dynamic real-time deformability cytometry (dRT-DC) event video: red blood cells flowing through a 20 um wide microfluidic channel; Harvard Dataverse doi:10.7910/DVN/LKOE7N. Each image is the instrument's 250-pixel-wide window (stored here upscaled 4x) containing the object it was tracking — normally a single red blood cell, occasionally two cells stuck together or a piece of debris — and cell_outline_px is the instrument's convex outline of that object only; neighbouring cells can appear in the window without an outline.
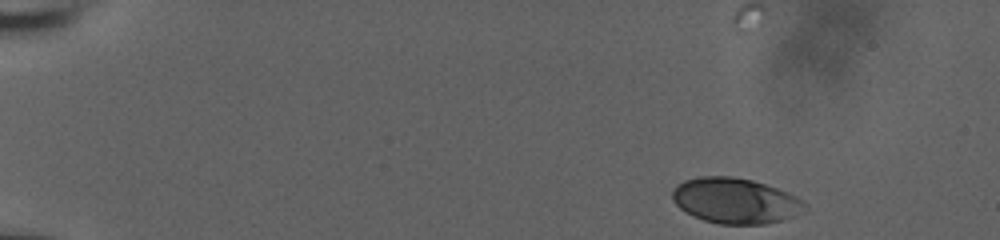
{"species": "human", "species_latin": "Homo sapiens", "temperature_condition": "room temperature", "stored_images_in_passage": 51, "camera_frame_rate_fps": 3000, "um_per_image_px": 0.085, "donor": {"sex": "male"}, "frame": {"image": 1, "passage_image": 1, "time_ms": 0.0, "image_size_px": [1000, 240], "cell_outline_px": [[808, 208], [796, 216], [764, 224], [720, 224], [704, 220], [692, 216], [684, 212], [672, 200], [672, 188], [676, 184], [684, 180], [700, 176], [732, 176], [752, 180], [788, 192], [796, 196]], "centroid_in_image_um": [62.46, 17.06], "position_along_channel_um": 22.5, "area_um2": 35.26}}
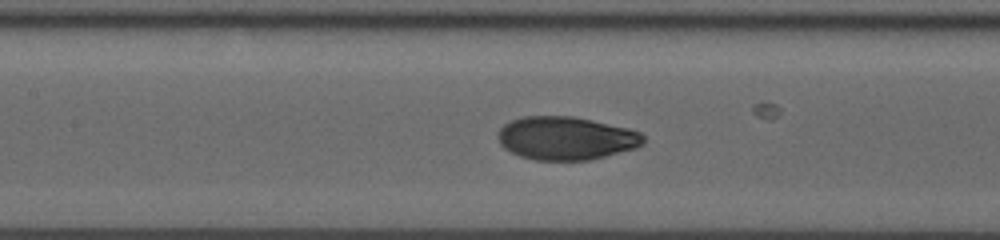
{"frame": {"image": 2, "passage_image": 22, "time_ms": 7.0, "image_size_px": [1000, 240], "cell_outline_px": [[644, 144], [636, 148], [592, 160], [536, 160], [520, 156], [504, 148], [500, 144], [496, 136], [500, 128], [504, 124], [520, 116], [572, 116], [592, 120], [628, 128], [640, 132], [644, 136]], "centroid_in_image_um": [48.11, 11.75], "position_along_channel_um": 159.3, "area_um2": 36.88}}
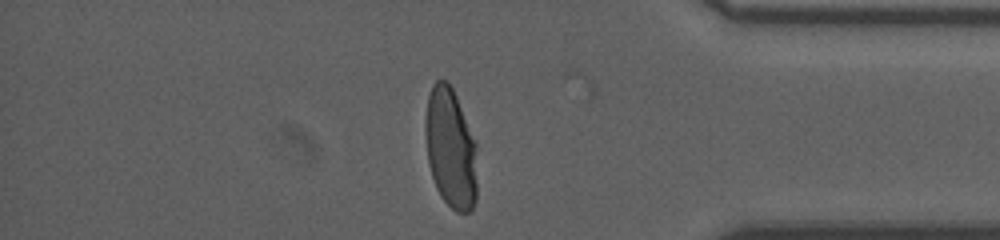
{"frame": {"image": 3, "passage_image": 42, "time_ms": 13.667, "image_size_px": [1000, 240], "cell_outline_px": [[476, 200], [472, 208], [468, 212], [456, 212], [440, 196], [436, 188], [428, 164], [424, 128], [424, 124], [428, 92], [432, 84], [436, 80], [448, 80], [456, 96], [476, 144]], "centroid_in_image_um": [38.27, 12.58], "position_along_channel_um": 396.9, "area_um2": 36.47}, "authors_computed_cell_mechanics": {"area_um2": 36.2406, "velocity_mm_per_s": 3.8475, "shape_relaxation_time_tau1_ms": 4.2243, "shape_relaxation_time_tau2_ms": null, "deformation_change_tau1": 0.1813, "deformation_change_tau2": null}}